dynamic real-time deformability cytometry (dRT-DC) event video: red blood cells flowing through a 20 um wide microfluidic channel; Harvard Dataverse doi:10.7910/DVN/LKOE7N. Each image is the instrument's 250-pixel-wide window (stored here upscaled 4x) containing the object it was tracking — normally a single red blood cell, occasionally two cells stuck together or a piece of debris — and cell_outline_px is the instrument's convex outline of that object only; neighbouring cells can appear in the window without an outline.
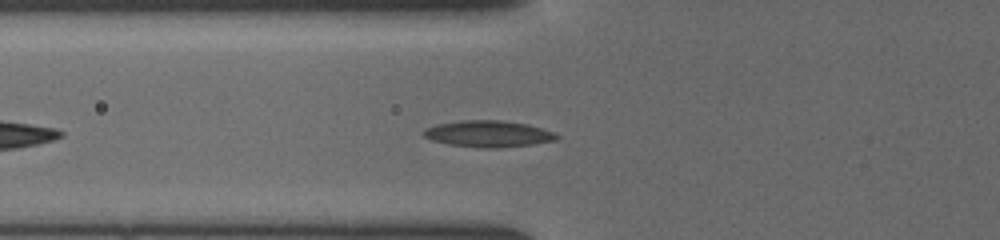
{"species": "common noctule bat (a hibernating species)", "species_latin": "Nyctalus noctula", "temperature_condition": "cold", "stored_images_in_passage": 38, "camera_frame_rate_fps": 3000, "um_per_image_px": 0.085, "animal": {"sex": "female", "body_mass_g": 19.5, "forearm_length_mm": 54.1}, "frame": {"image": 1, "passage_image": 7, "time_ms": 2.0, "image_size_px": [1000, 240], "cell_outline_px": [[560, 136], [556, 140], [532, 144], [496, 148], [484, 148], [448, 144], [432, 140], [424, 136], [420, 132], [424, 128], [436, 124], [460, 120], [504, 120], [528, 124], [552, 132]], "centroid_in_image_um": [41.45, 11.36], "position_along_channel_um": 84.3, "area_um2": 20.58}}
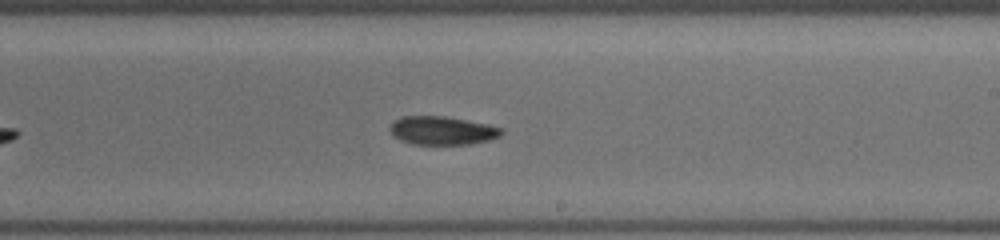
{"frame": {"image": 2, "passage_image": 19, "time_ms": 6.0, "image_size_px": [1000, 240], "cell_outline_px": [[504, 132], [500, 136], [488, 140], [472, 144], [412, 144], [400, 140], [392, 136], [388, 128], [392, 120], [400, 116], [444, 116], [488, 124], [504, 128]], "centroid_in_image_um": [37.55, 11.09], "position_along_channel_um": 251.5, "area_um2": 18.79}}
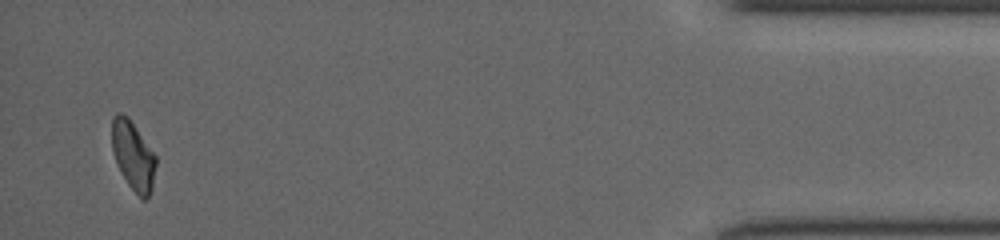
{"frame": {"image": 3, "passage_image": 36, "time_ms": 11.667, "image_size_px": [1000, 240], "cell_outline_px": [[156, 164], [152, 192], [144, 200], [140, 200], [128, 184], [120, 172], [112, 152], [112, 116], [116, 112], [120, 112], [128, 116], [156, 156]], "centroid_in_image_um": [11.31, 13.25], "position_along_channel_um": 423.9, "area_um2": 17.92}}